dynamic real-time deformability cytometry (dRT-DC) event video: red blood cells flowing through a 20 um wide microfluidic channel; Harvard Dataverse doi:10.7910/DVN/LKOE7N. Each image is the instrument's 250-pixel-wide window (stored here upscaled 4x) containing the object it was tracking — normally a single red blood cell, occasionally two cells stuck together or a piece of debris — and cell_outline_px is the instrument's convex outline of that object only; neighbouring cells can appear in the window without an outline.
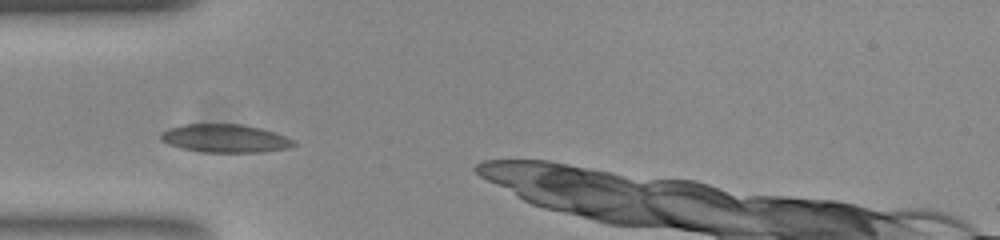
{"species": "common noctule bat (a hibernating species)", "species_latin": "Nyctalus noctula", "temperature_condition": "room temperature", "stored_images_in_passage": 11, "camera_frame_rate_fps": 3000, "um_per_image_px": 0.085, "animal": {"sex": "female", "body_mass_g": 23.0, "forearm_length_mm": 53.4}, "frame": {"image": 1, "passage_image": 1, "time_ms": 0.0, "image_size_px": [1000, 240], "cell_outline_px": [[296, 144], [288, 148], [260, 152], [204, 152], [184, 148], [168, 144], [160, 140], [160, 132], [168, 128], [184, 124], [244, 124], [260, 128], [284, 136], [292, 140]], "centroid_in_image_um": [19.08, 11.75], "position_along_channel_um": 65.9, "area_um2": 21.68}}
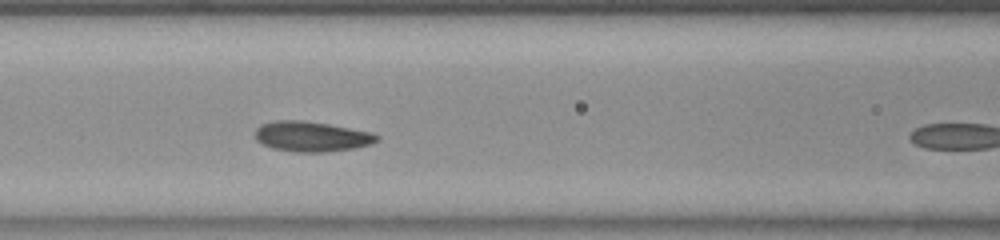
{"frame": {"image": 2, "passage_image": 7, "time_ms": 2.0, "image_size_px": [1000, 240], "cell_outline_px": [[380, 140], [372, 144], [352, 148], [324, 152], [296, 152], [272, 148], [256, 140], [256, 128], [260, 124], [272, 120], [304, 120], [328, 124], [372, 132], [380, 136]], "centroid_in_image_um": [26.49, 11.59], "position_along_channel_um": 140.1, "area_um2": 21.5}}
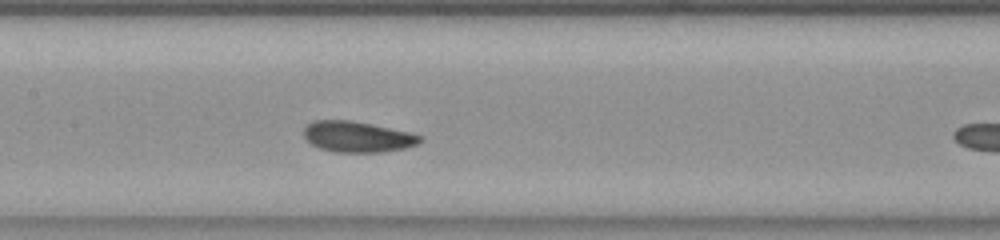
{"frame": {"image": 3, "passage_image": 10, "time_ms": 3.0, "image_size_px": [1000, 240], "cell_outline_px": [[424, 140], [416, 144], [404, 148], [384, 152], [336, 152], [320, 148], [312, 144], [304, 136], [304, 128], [312, 120], [348, 120], [372, 124], [408, 132], [424, 136]], "centroid_in_image_um": [30.4, 11.62], "position_along_channel_um": 177.0, "area_um2": 20.81}}